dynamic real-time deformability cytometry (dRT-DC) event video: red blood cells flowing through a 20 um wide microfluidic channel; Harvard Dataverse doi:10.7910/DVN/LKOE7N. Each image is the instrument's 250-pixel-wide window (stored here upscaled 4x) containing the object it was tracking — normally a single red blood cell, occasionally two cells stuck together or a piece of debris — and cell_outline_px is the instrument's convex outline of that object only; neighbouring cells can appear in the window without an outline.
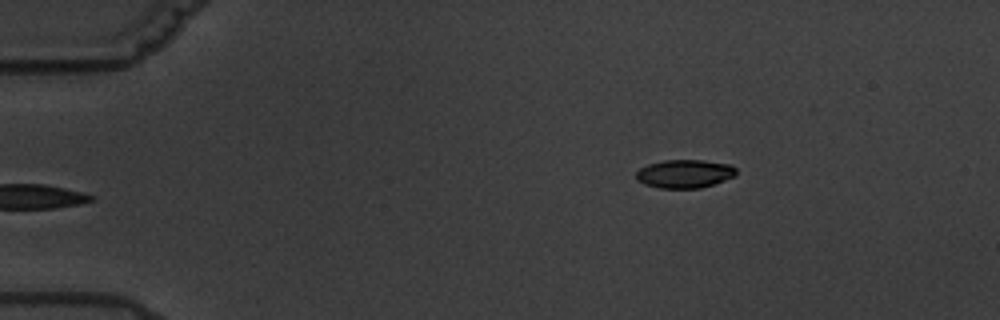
{"species": "common noctule bat (a hibernating species)", "species_latin": "Nyctalus noctula", "temperature_condition": "warm", "stored_images_in_passage": 7, "camera_frame_rate_fps": 3000, "um_per_image_px": 0.085, "animal": {"sex": "male", "body_mass_g": 19.5, "forearm_length_mm": 54.6}, "frame": {"image": 1, "passage_image": 7, "time_ms": 7.0, "image_size_px": [1000, 320], "cell_outline_px": [[736, 176], [700, 188], [660, 188], [644, 184], [636, 180], [636, 172], [640, 168], [648, 164], [664, 160], [704, 160], [732, 164], [736, 168]], "centroid_in_image_um": [58.2, 14.76], "position_along_channel_um": 26.8, "area_um2": 16.65}}